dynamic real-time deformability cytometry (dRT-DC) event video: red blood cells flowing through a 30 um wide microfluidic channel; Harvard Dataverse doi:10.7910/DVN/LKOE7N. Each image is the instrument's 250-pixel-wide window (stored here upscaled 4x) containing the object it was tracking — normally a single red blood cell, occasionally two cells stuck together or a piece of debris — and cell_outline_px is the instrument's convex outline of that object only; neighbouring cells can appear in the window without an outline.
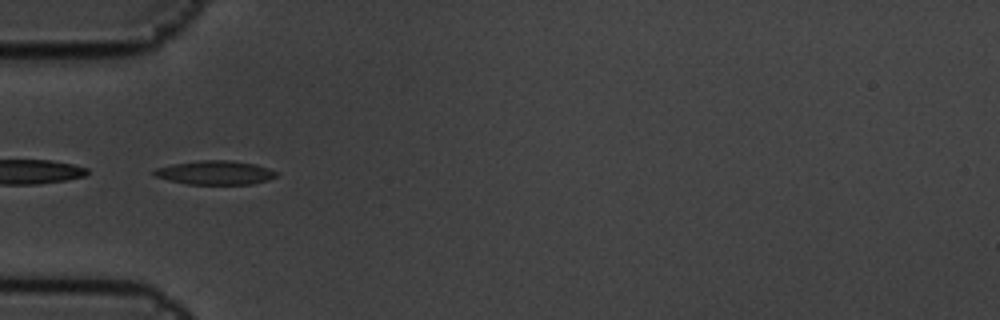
{"species": "common noctule bat (a hibernating species)", "species_latin": "Nyctalus noctula", "temperature_condition": "cold", "stored_images_in_passage": 6, "segment_of_instrument_passage": [2, 2], "camera_frame_rate_fps": 3000, "um_per_image_px": 0.085, "animal": {"sex": "male", "body_mass_g": 19.5, "forearm_length_mm": 54.6}, "frame": {"image": 1, "passage_image": 5, "time_ms": 1.333, "image_size_px": [1000, 320], "cell_outline_px": [[276, 176], [268, 180], [252, 184], [188, 184], [168, 180], [156, 176], [152, 172], [156, 168], [172, 164], [200, 160], [228, 160], [256, 164], [268, 168], [276, 172]], "centroid_in_image_um": [18.28, 14.67], "position_along_channel_um": 66.7, "area_um2": 16.94}}